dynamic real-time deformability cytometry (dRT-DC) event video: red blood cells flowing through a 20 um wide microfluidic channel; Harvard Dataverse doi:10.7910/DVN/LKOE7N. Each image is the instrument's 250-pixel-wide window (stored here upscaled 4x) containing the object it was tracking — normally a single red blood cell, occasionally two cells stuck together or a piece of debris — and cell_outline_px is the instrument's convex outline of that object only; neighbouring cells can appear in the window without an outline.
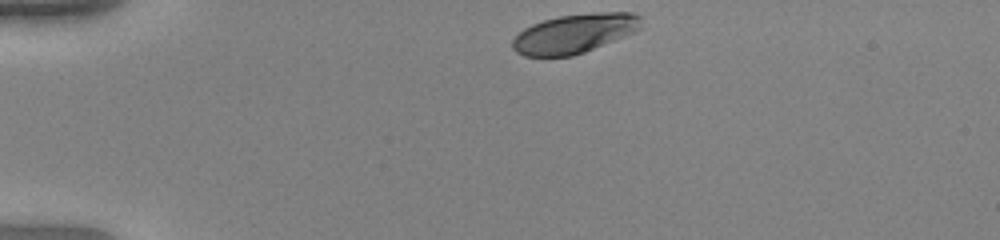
{"species": "human", "species_latin": "Homo sapiens", "temperature_condition": "warm", "stored_images_in_passage": 35, "camera_frame_rate_fps": 3000, "um_per_image_px": 0.085, "donor": {"sex": "female"}, "frame": {"image": 1, "passage_image": 1, "time_ms": 0.0, "image_size_px": [1000, 240], "cell_outline_px": [[640, 28], [636, 32], [584, 52], [572, 56], [524, 56], [516, 52], [512, 48], [512, 40], [524, 28], [532, 24], [544, 20], [560, 16], [596, 12], [632, 12], [640, 16]], "centroid_in_image_um": [48.83, 2.85], "position_along_channel_um": 36.2, "area_um2": 29.3}}
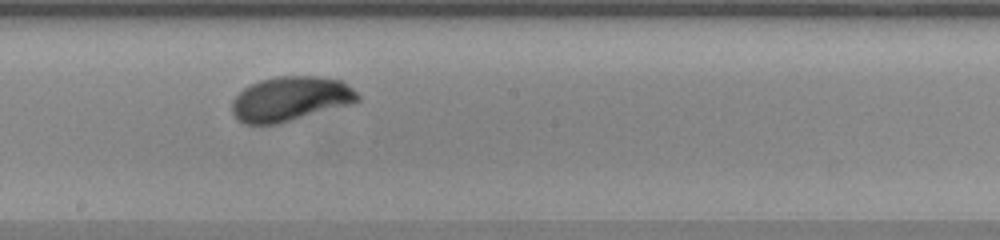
{"frame": {"image": 2, "passage_image": 20, "time_ms": 6.333, "image_size_px": [1000, 240], "cell_outline_px": [[360, 100], [352, 104], [292, 120], [276, 124], [244, 124], [236, 120], [232, 112], [232, 100], [244, 88], [260, 80], [276, 76], [320, 76], [344, 80], [360, 96]], "centroid_in_image_um": [24.7, 8.4], "position_along_channel_um": 223.5, "area_um2": 32.89}}
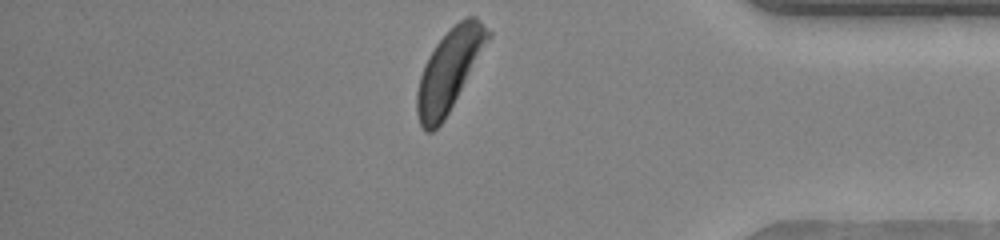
{"frame": {"image": 3, "passage_image": 35, "time_ms": 11.333, "image_size_px": [1000, 240], "cell_outline_px": [[492, 36], [444, 120], [432, 132], [424, 132], [420, 124], [416, 112], [416, 92], [420, 76], [424, 64], [428, 56], [436, 44], [460, 20], [468, 16], [476, 16], [492, 32]], "centroid_in_image_um": [38.19, 5.98], "position_along_channel_um": 397.0, "area_um2": 33.35}, "authors_computed_cell_mechanics": {"area_um2": 32.7148, "velocity_mm_per_s": 3.9004, "shape_relaxation_time_tau1_ms": 2.0695, "shape_relaxation_time_tau2_ms": null, "deformation_change_tau1": 0.1668, "deformation_change_tau2": null}}